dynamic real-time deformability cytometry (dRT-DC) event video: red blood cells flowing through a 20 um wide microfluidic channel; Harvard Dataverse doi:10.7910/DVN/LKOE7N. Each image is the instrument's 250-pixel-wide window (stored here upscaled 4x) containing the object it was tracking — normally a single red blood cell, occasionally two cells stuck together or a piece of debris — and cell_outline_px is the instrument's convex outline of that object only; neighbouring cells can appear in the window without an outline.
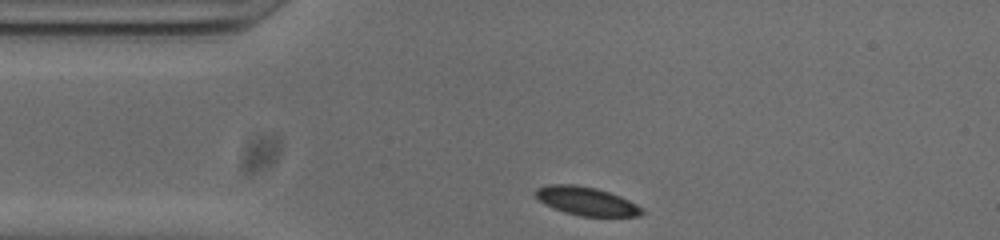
{"species": "common noctule bat (a hibernating species)", "species_latin": "Nyctalus noctula", "temperature_condition": "cold", "stored_images_in_passage": 32, "camera_frame_rate_fps": 3000, "um_per_image_px": 0.085, "animal": {"sex": "male", "body_mass_g": 20.0, "forearm_length_mm": 53.3}, "frame": {"image": 1, "passage_image": 1, "time_ms": 0.0, "image_size_px": [1000, 240], "cell_outline_px": [[644, 212], [640, 216], [580, 216], [564, 212], [552, 208], [544, 204], [536, 196], [536, 188], [548, 184], [572, 184], [596, 188], [620, 196], [644, 208]], "centroid_in_image_um": [49.84, 17.1], "position_along_channel_um": 35.2, "area_um2": 17.63}}
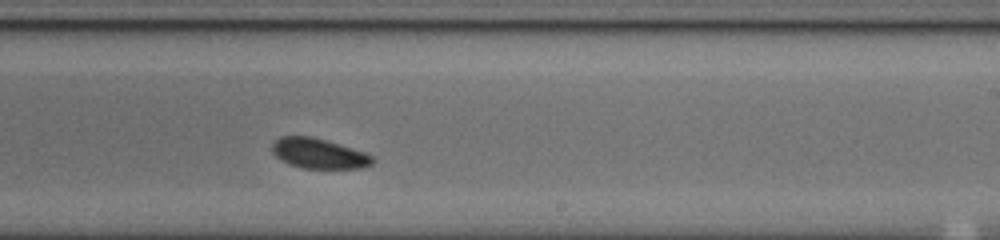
{"frame": {"image": 2, "passage_image": 21, "time_ms": 6.667, "image_size_px": [1000, 240], "cell_outline_px": [[376, 160], [372, 164], [360, 168], [300, 168], [288, 164], [280, 160], [272, 152], [272, 144], [280, 136], [308, 136], [324, 140], [364, 152], [372, 156]], "centroid_in_image_um": [27.06, 13.06], "position_along_channel_um": 261.9, "area_um2": 17.46}}
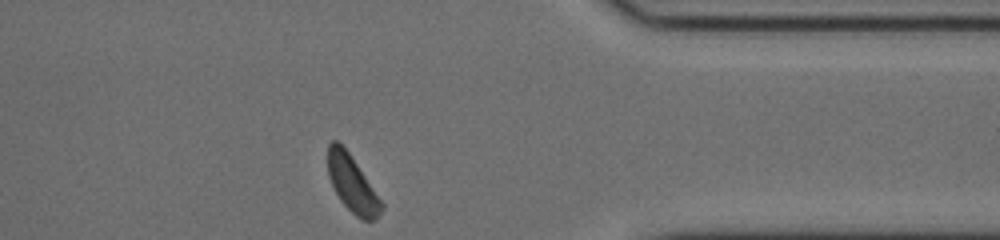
{"frame": {"image": 3, "passage_image": 32, "time_ms": 10.333, "image_size_px": [1000, 240], "cell_outline_px": [[384, 208], [372, 220], [364, 220], [356, 216], [340, 200], [328, 176], [328, 144], [332, 140], [336, 140], [348, 152], [384, 204]], "centroid_in_image_um": [29.92, 15.63], "position_along_channel_um": 381.5, "area_um2": 17.11}, "authors_computed_cell_mechanics": {"area_um2": 18.3226, "velocity_mm_per_s": 3.7976, "shape_relaxation_time_tau1_ms": 1.1921, "shape_relaxation_time_tau2_ms": null, "deformation_change_tau1": 0.0446, "deformation_change_tau2": null}}